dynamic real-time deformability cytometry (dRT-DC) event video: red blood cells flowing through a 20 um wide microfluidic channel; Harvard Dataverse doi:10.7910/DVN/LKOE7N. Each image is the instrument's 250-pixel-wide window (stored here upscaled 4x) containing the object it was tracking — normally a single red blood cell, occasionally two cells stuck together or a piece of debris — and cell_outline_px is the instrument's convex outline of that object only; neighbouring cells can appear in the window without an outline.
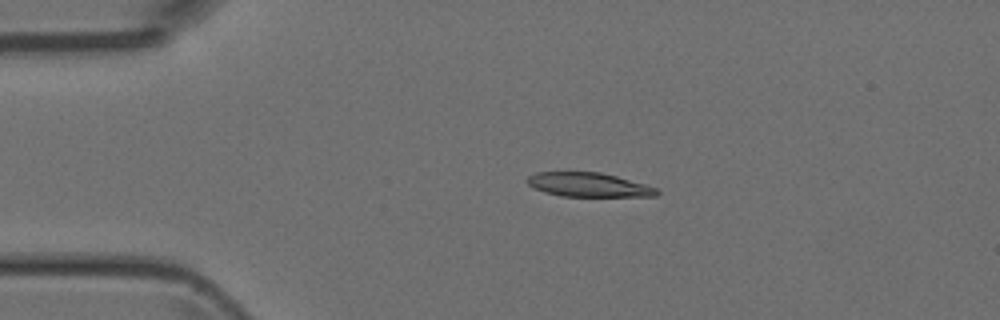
{"species": "Egyptian fruit bat (a non-hibernating species)", "species_latin": "Rousettus aegyptiacus", "temperature_condition": "room temperature", "stored_images_in_passage": 5, "camera_frame_rate_fps": 3000, "um_per_image_px": 0.085, "animal": {"sex": "female"}, "frame": {"image": 1, "passage_image": 4, "time_ms": 3.333, "image_size_px": [1000, 320], "cell_outline_px": [[660, 192], [656, 196], [560, 196], [544, 192], [528, 184], [528, 176], [536, 172], [600, 172], [616, 176], [644, 184], [656, 188]], "centroid_in_image_um": [50.02, 15.7], "position_along_channel_um": 35.0, "area_um2": 17.98}}